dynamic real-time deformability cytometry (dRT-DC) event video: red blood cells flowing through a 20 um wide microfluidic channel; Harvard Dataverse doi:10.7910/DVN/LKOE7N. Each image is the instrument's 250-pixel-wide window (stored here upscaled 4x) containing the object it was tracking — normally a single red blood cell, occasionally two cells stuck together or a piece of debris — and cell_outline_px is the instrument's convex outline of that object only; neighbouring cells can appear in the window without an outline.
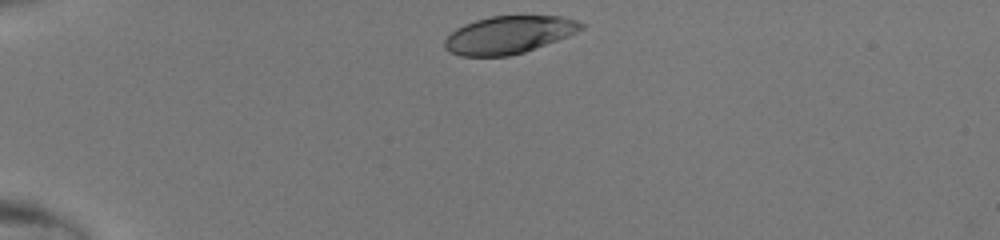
{"species": "human", "species_latin": "Homo sapiens", "temperature_condition": "room temperature", "stored_images_in_passage": 32, "camera_frame_rate_fps": 3000, "um_per_image_px": 0.085, "donor": {"sex": "male"}, "frame": {"image": 1, "passage_image": 1, "time_ms": 0.0, "image_size_px": [1000, 240], "cell_outline_px": [[584, 28], [576, 32], [556, 40], [524, 52], [508, 56], [460, 56], [448, 52], [444, 48], [444, 40], [456, 28], [464, 24], [476, 20], [492, 16], [524, 12], [560, 16], [576, 20], [584, 24]], "centroid_in_image_um": [43.25, 2.91], "position_along_channel_um": 41.8, "area_um2": 30.69}}
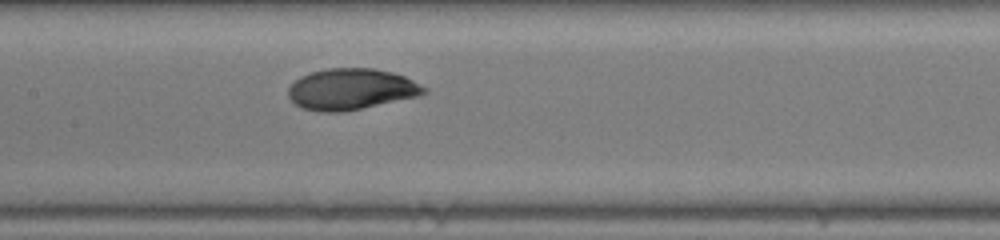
{"frame": {"image": 2, "passage_image": 14, "time_ms": 4.333, "image_size_px": [1000, 240], "cell_outline_px": [[428, 92], [420, 96], [340, 112], [320, 112], [300, 108], [288, 96], [288, 88], [300, 76], [312, 72], [328, 68], [372, 68], [392, 72], [404, 76], [428, 88]], "centroid_in_image_um": [29.86, 7.58], "position_along_channel_um": 177.5, "area_um2": 32.48}}
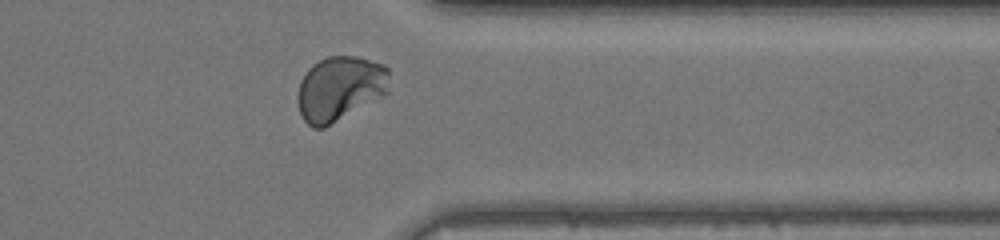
{"frame": {"image": 3, "passage_image": 28, "time_ms": 9.0, "image_size_px": [1000, 240], "cell_outline_px": [[388, 92], [384, 96], [324, 128], [312, 128], [300, 116], [296, 100], [296, 96], [300, 80], [308, 68], [312, 64], [328, 56], [356, 56], [384, 64], [388, 68]], "centroid_in_image_um": [28.86, 7.53], "position_along_channel_um": 382.5, "area_um2": 35.03}}